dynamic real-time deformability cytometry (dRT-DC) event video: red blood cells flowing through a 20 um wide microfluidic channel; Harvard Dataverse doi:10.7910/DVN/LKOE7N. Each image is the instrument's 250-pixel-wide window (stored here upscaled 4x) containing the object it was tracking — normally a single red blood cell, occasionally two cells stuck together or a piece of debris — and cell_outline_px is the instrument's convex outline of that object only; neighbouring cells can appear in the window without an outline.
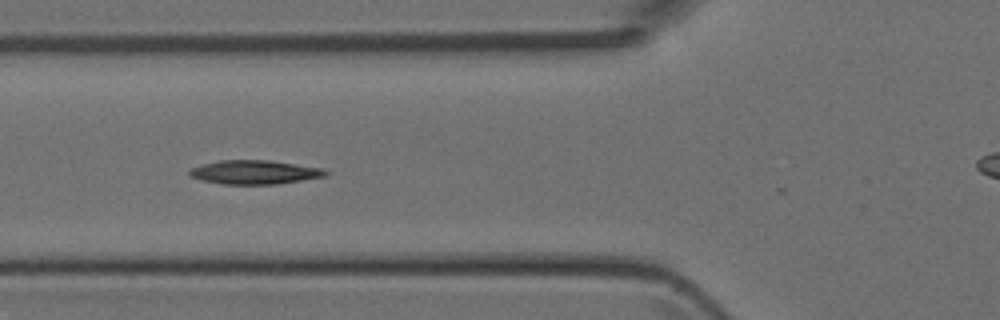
{"species": "Egyptian fruit bat (a non-hibernating species)", "species_latin": "Rousettus aegyptiacus", "temperature_condition": "room temperature", "stored_images_in_passage": 5, "camera_frame_rate_fps": 3000, "um_per_image_px": 0.085, "animal": {"sex": "female"}, "frame": {"image": 1, "passage_image": 5, "time_ms": 1.333, "image_size_px": [1000, 320], "cell_outline_px": [[328, 172], [324, 176], [276, 184], [224, 184], [204, 180], [192, 176], [188, 172], [188, 168], [200, 164], [220, 160], [268, 160], [324, 168]], "centroid_in_image_um": [21.6, 14.62], "position_along_channel_um": 104.2, "area_um2": 18.79}}